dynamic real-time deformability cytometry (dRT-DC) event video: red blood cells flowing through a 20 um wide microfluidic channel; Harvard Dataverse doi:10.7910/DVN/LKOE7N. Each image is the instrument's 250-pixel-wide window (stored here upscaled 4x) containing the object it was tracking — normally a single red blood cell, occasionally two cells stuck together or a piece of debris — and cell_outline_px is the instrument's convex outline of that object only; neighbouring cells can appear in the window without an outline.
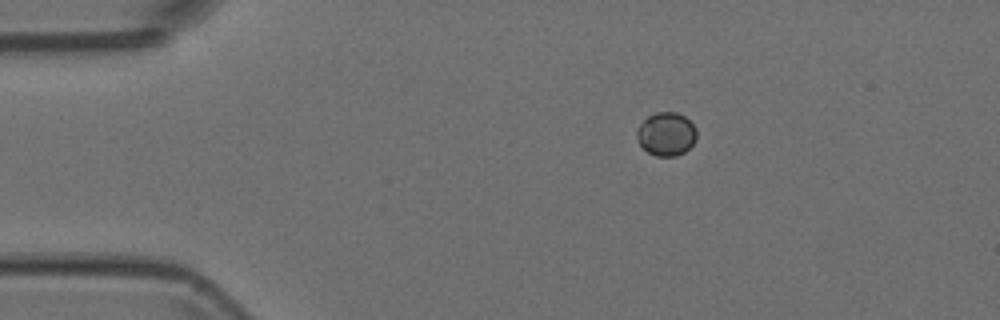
{"species": "Egyptian fruit bat (a non-hibernating species)", "species_latin": "Rousettus aegyptiacus", "temperature_condition": "room temperature", "stored_images_in_passage": 8, "camera_frame_rate_fps": 3000, "um_per_image_px": 0.085, "animal": {"sex": "female"}, "frame": {"image": 1, "passage_image": 1, "time_ms": 0.0, "image_size_px": [1000, 320], "cell_outline_px": [[696, 140], [684, 152], [676, 156], [656, 156], [648, 152], [640, 144], [636, 136], [636, 128], [648, 116], [656, 112], [676, 112], [684, 116], [696, 128]], "centroid_in_image_um": [56.62, 11.39], "position_along_channel_um": 28.4, "area_um2": 15.09}}
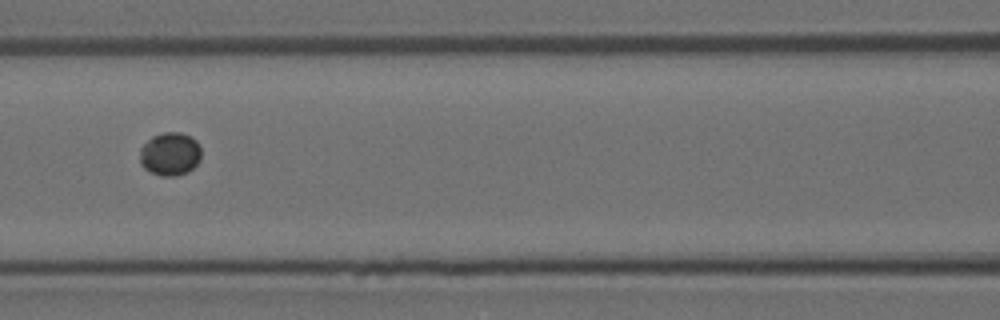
{"frame": {"image": 2, "passage_image": 5, "time_ms": 1.333, "image_size_px": [1000, 320], "cell_outline_px": [[200, 160], [188, 172], [176, 176], [160, 176], [144, 168], [140, 164], [140, 148], [152, 136], [164, 132], [180, 132], [196, 140], [200, 148]], "centroid_in_image_um": [14.44, 13.09], "position_along_channel_um": 152.2, "area_um2": 15.43}}
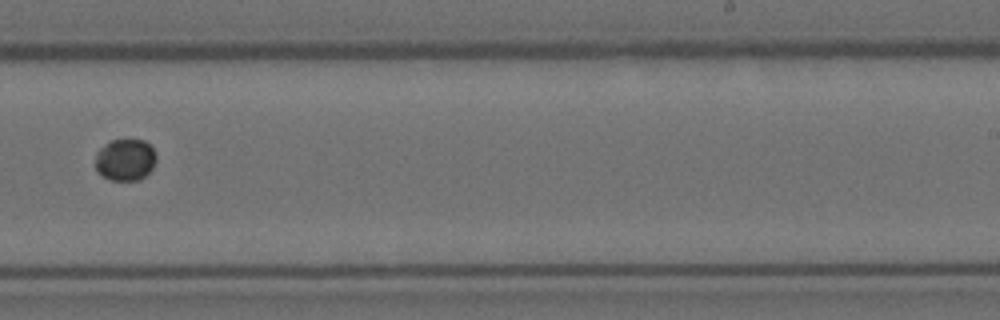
{"frame": {"image": 3, "passage_image": 8, "time_ms": 2.333, "image_size_px": [1000, 320], "cell_outline_px": [[156, 160], [152, 168], [140, 180], [112, 180], [104, 176], [96, 168], [96, 152], [100, 148], [112, 140], [144, 140], [156, 152]], "centroid_in_image_um": [10.67, 13.57], "position_along_channel_um": 278.3, "area_um2": 14.62}}